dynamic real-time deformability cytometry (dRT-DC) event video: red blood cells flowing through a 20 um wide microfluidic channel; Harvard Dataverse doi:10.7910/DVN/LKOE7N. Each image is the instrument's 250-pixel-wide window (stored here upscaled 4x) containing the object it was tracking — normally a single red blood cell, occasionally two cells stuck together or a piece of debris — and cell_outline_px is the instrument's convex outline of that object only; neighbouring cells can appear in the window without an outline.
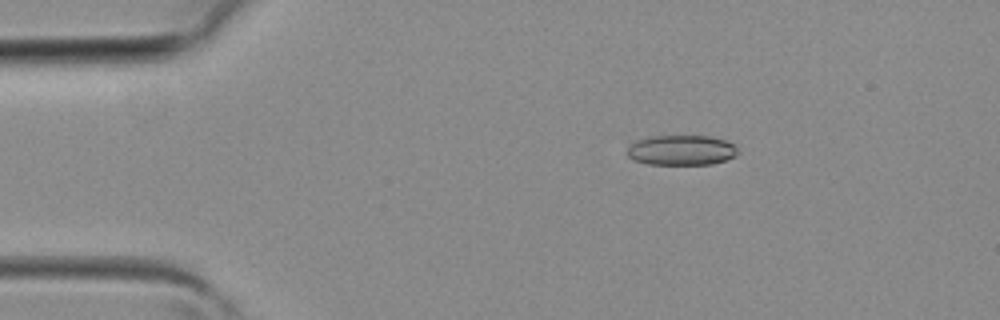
{"species": "common noctule bat (a hibernating species)", "species_latin": "Nyctalus noctula", "temperature_condition": "room temperature", "stored_images_in_passage": 7, "camera_frame_rate_fps": 3000, "um_per_image_px": 0.085, "animal": {"sex": "female", "body_mass_g": 19.3, "forearm_length_mm": 54.1}, "frame": {"image": 1, "passage_image": 2, "time_ms": 0.333, "image_size_px": [1000, 320], "cell_outline_px": [[740, 152], [736, 156], [712, 164], [648, 164], [632, 160], [628, 156], [628, 148], [636, 140], [648, 136], [708, 136], [724, 140], [736, 144]], "centroid_in_image_um": [57.94, 12.76], "position_along_channel_um": 27.1, "area_um2": 19.54}}